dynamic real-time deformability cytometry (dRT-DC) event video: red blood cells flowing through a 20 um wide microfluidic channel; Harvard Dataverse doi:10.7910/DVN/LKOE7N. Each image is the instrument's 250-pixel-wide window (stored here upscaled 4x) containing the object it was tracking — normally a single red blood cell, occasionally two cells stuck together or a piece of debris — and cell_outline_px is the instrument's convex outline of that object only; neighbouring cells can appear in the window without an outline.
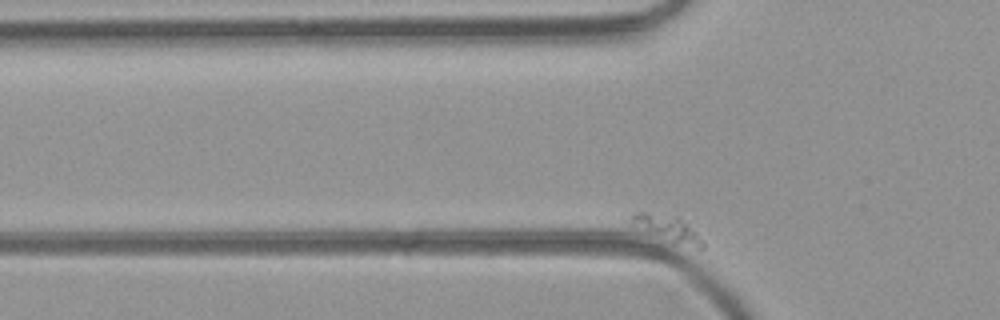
{"species": "common noctule bat (a hibernating species)", "species_latin": "Nyctalus noctula", "temperature_condition": "room temperature", "stored_images_in_passage": 37, "camera_frame_rate_fps": 3000, "um_per_image_px": 0.085, "animal": {"sex": "female", "body_mass_g": 21.9}, "frame": {"image": 1, "passage_image": 4, "time_ms": 1.0, "image_size_px": [1000, 320], "cell_outline_px": [[704, 248], [700, 248], [672, 244], [632, 220], [628, 216], [632, 212], [648, 212], [680, 216], [704, 240]], "centroid_in_image_um": [56.88, 19.42], "position_along_channel_um": 68.9, "area_um2": 10.58}}
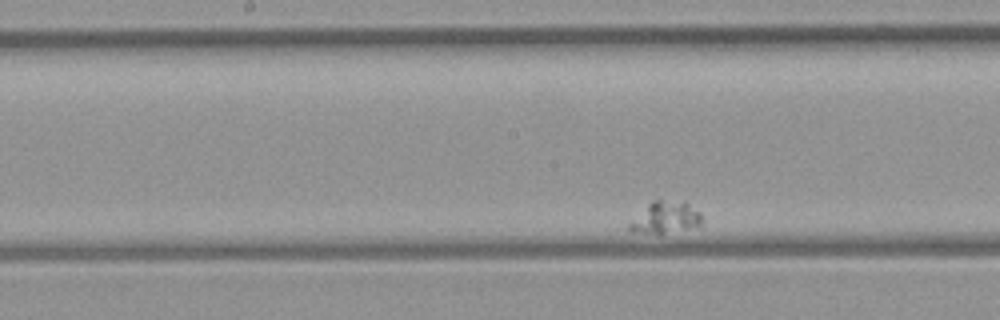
{"frame": {"image": 2, "passage_image": 18, "time_ms": 5.667, "image_size_px": [1000, 320], "cell_outline_px": [[704, 224], [660, 236], [632, 232], [628, 228], [628, 224], [652, 200], [660, 200], [688, 204], [700, 212], [704, 220]], "centroid_in_image_um": [56.56, 18.56], "position_along_channel_um": 191.6, "area_um2": 13.64}}
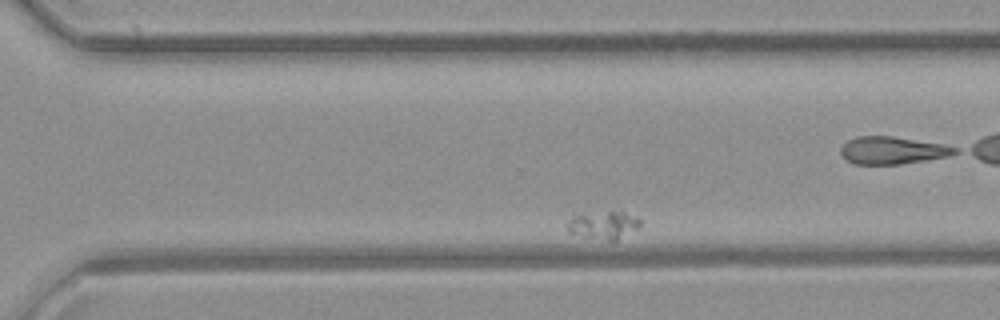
{"frame": {"image": 3, "passage_image": 31, "time_ms": 10.0, "image_size_px": [1000, 320], "cell_outline_px": [[640, 228], [616, 240], [608, 240], [584, 236], [568, 232], [564, 224], [572, 216], [608, 212], [624, 212], [640, 220]], "centroid_in_image_um": [51.27, 19.15], "position_along_channel_um": 319.3, "area_um2": 11.5}}